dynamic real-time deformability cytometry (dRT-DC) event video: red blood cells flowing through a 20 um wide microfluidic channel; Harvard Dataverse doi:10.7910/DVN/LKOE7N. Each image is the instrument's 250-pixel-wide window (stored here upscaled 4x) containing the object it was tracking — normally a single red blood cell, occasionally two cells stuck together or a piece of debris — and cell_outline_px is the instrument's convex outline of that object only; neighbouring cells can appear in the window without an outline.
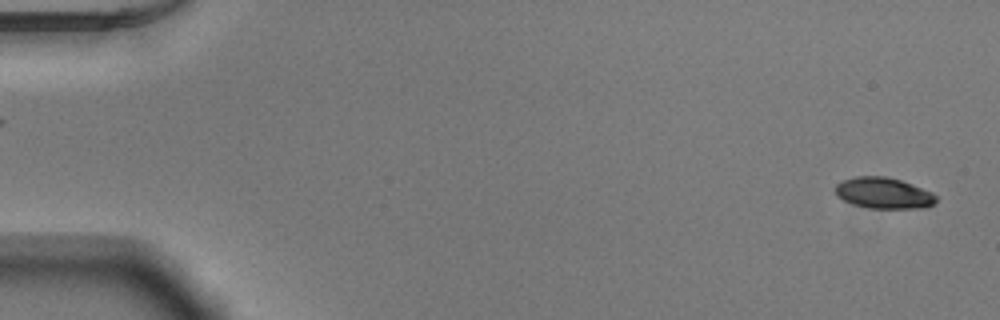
{"species": "Egyptian fruit bat (a non-hibernating species)", "species_latin": "Rousettus aegyptiacus", "temperature_condition": "warm", "stored_images_in_passage": 54, "camera_frame_rate_fps": 3000, "um_per_image_px": 0.085, "animal": {"sex": "male"}, "frame": {"image": 1, "passage_image": 2, "time_ms": 0.333, "image_size_px": [1000, 320], "cell_outline_px": [[936, 200], [932, 204], [924, 208], [868, 208], [852, 204], [836, 196], [836, 184], [844, 180], [856, 176], [884, 176], [900, 180], [932, 192], [936, 196]], "centroid_in_image_um": [75.09, 16.41], "position_along_channel_um": 9.9, "area_um2": 18.09}}
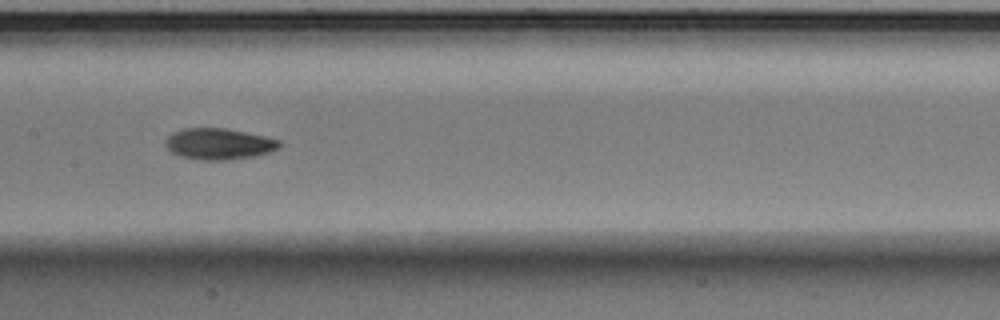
{"frame": {"image": 2, "passage_image": 27, "time_ms": 8.667, "image_size_px": [1000, 320], "cell_outline_px": [[280, 148], [256, 156], [228, 160], [200, 160], [180, 156], [172, 152], [164, 144], [164, 140], [172, 132], [184, 128], [224, 128], [264, 136], [280, 140]], "centroid_in_image_um": [18.58, 12.23], "position_along_channel_um": 188.8, "area_um2": 20.75}}
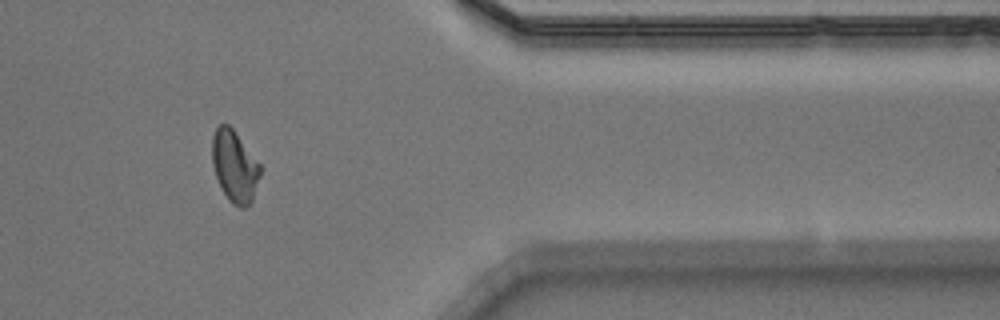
{"frame": {"image": 3, "passage_image": 44, "time_ms": 14.333, "image_size_px": [1000, 320], "cell_outline_px": [[260, 176], [252, 200], [244, 208], [240, 208], [232, 204], [228, 200], [216, 176], [212, 164], [212, 136], [216, 128], [220, 124], [228, 124], [232, 128], [260, 164]], "centroid_in_image_um": [19.93, 14.13], "position_along_channel_um": 391.5, "area_um2": 19.83}, "authors_computed_cell_mechanics": {"area_um2": 19.9121, "velocity_mm_per_s": 3.8949, "shape_relaxation_time_tau1_ms": 2.5492, "shape_relaxation_time_tau2_ms": 3.2323, "deformation_change_tau1": 0.1446, "deformation_change_tau2": 0.0859}}